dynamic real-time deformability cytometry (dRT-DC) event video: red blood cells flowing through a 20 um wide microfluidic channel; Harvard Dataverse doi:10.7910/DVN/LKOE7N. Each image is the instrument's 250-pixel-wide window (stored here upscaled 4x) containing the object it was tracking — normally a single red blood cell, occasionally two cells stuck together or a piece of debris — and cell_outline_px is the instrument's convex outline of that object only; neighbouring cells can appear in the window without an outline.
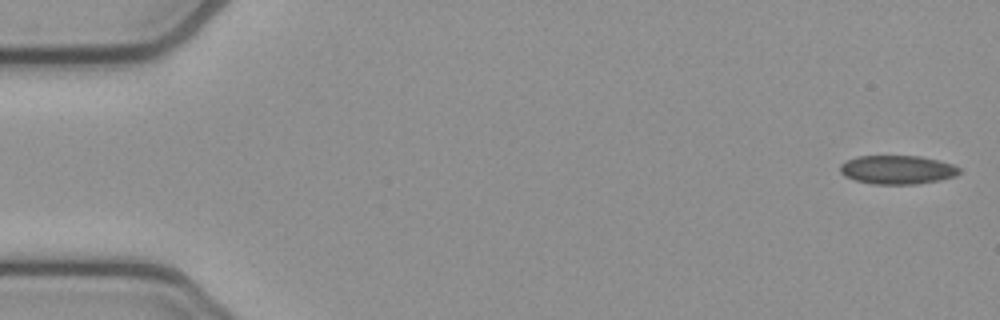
{"species": "common noctule bat (a hibernating species)", "species_latin": "Nyctalus noctula", "temperature_condition": "cold", "stored_images_in_passage": 15, "camera_frame_rate_fps": 3000, "um_per_image_px": 0.085, "animal": {"sex": "female", "body_mass_g": 21.9}, "frame": {"image": 1, "passage_image": 1, "time_ms": 0.0, "image_size_px": [1000, 320], "cell_outline_px": [[960, 172], [956, 176], [940, 180], [916, 184], [872, 184], [856, 180], [844, 176], [840, 172], [840, 164], [844, 160], [856, 156], [920, 156], [952, 164], [960, 168]], "centroid_in_image_um": [76.24, 14.42], "position_along_channel_um": 8.8, "area_um2": 20.06}}
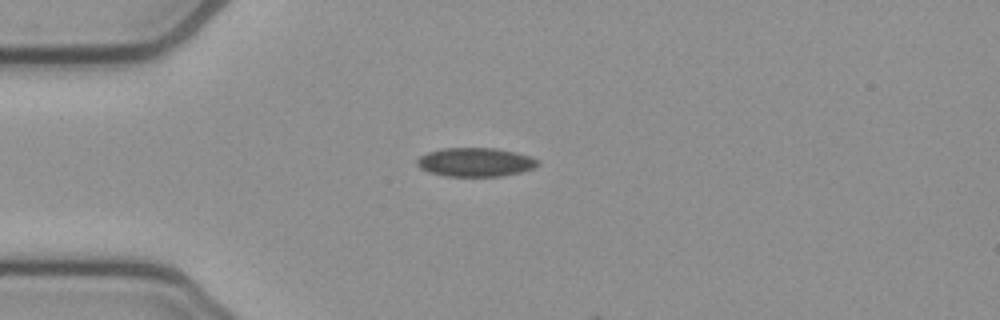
{"frame": {"image": 2, "passage_image": 13, "time_ms": 4.0, "image_size_px": [1000, 320], "cell_outline_px": [[540, 164], [536, 168], [520, 172], [500, 176], [444, 176], [428, 172], [420, 168], [416, 164], [416, 160], [420, 156], [428, 152], [444, 148], [496, 148], [516, 152], [532, 156], [540, 160]], "centroid_in_image_um": [40.44, 13.78], "position_along_channel_um": 44.6, "area_um2": 20.52}}